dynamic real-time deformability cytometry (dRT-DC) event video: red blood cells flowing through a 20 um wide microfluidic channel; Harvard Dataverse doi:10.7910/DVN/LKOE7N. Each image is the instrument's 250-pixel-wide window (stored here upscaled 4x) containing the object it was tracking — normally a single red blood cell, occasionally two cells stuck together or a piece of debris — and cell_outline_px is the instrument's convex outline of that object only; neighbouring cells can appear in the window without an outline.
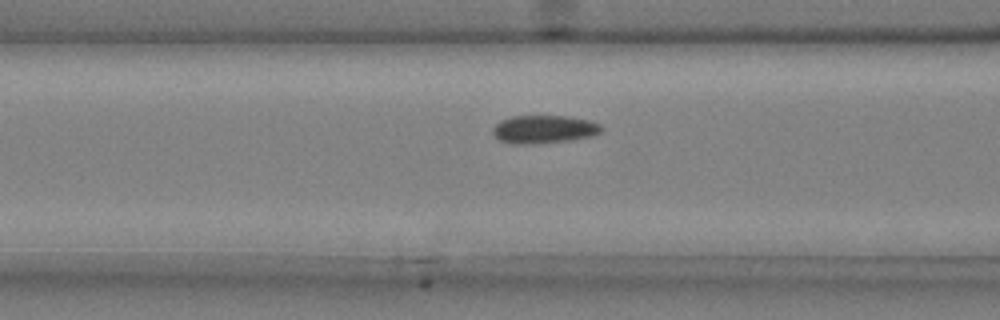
{"species": "common noctule bat (a hibernating species)", "species_latin": "Nyctalus noctula", "temperature_condition": "cold", "stored_images_in_passage": 37, "camera_frame_rate_fps": 3000, "um_per_image_px": 0.085, "animal": {"sex": "male", "body_mass_g": 20.4}, "frame": {"image": 1, "passage_image": 11, "time_ms": 3.333, "image_size_px": [1000, 320], "cell_outline_px": [[604, 128], [600, 132], [588, 136], [572, 140], [536, 144], [512, 144], [500, 140], [492, 132], [492, 128], [500, 120], [512, 116], [568, 116], [588, 120], [600, 124]], "centroid_in_image_um": [46.21, 10.99], "position_along_channel_um": 120.4, "area_um2": 17.8}}
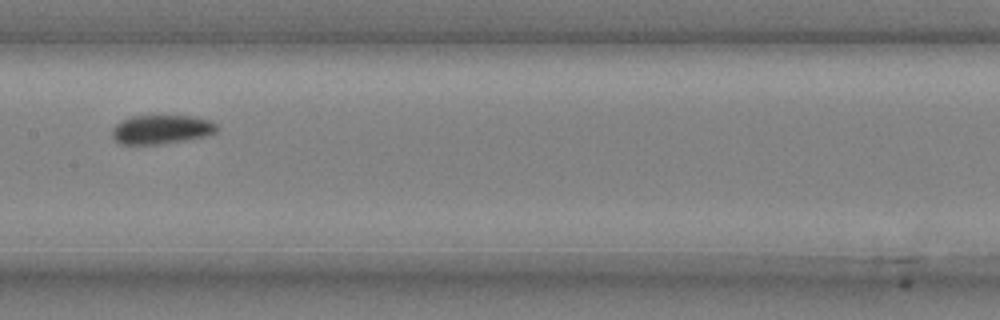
{"frame": {"image": 2, "passage_image": 17, "time_ms": 5.333, "image_size_px": [1000, 320], "cell_outline_px": [[216, 132], [204, 136], [184, 140], [160, 144], [120, 144], [112, 136], [112, 128], [120, 120], [132, 116], [192, 116], [208, 120], [216, 124]], "centroid_in_image_um": [13.67, 11.0], "position_along_channel_um": 193.7, "area_um2": 17.51}}
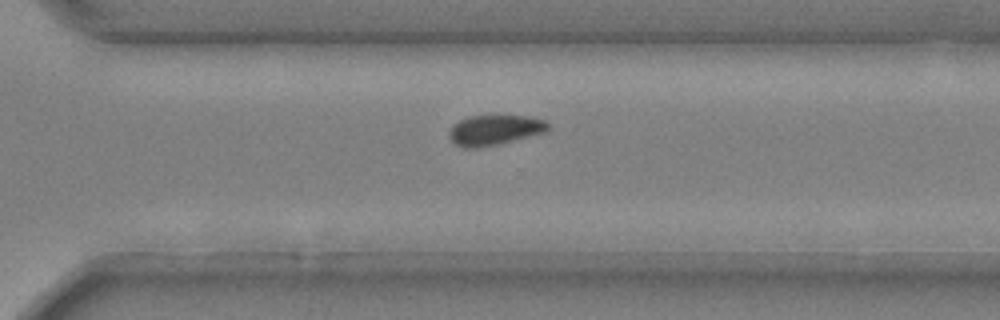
{"frame": {"image": 3, "passage_image": 28, "time_ms": 9.0, "image_size_px": [1000, 320], "cell_outline_px": [[548, 128], [544, 132], [480, 148], [464, 148], [456, 144], [448, 136], [448, 132], [452, 124], [460, 120], [472, 116], [492, 112], [528, 116], [544, 120], [548, 124]], "centroid_in_image_um": [41.99, 10.99], "position_along_channel_um": 328.6, "area_um2": 17.86}, "authors_computed_cell_mechanics": {"area_um2": 17.5134, "velocity_mm_per_s": 3.6744, "shape_relaxation_time_tau1_ms": 7.5071, "shape_relaxation_time_tau2_ms": 8.9922, "deformation_change_tau1": 0.1224, "deformation_change_tau2": 0.1027}}